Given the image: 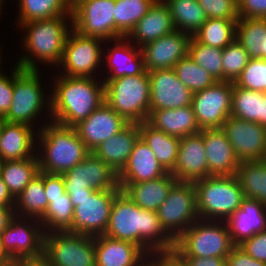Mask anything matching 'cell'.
<instances>
[{"mask_svg": "<svg viewBox=\"0 0 266 266\" xmlns=\"http://www.w3.org/2000/svg\"><path fill=\"white\" fill-rule=\"evenodd\" d=\"M104 235L138 245L148 256L173 252L175 239L165 230L155 211L140 208L122 190L113 201Z\"/></svg>", "mask_w": 266, "mask_h": 266, "instance_id": "cell-1", "label": "cell"}, {"mask_svg": "<svg viewBox=\"0 0 266 266\" xmlns=\"http://www.w3.org/2000/svg\"><path fill=\"white\" fill-rule=\"evenodd\" d=\"M94 77L58 75L51 97L52 122L74 127L105 101V83Z\"/></svg>", "mask_w": 266, "mask_h": 266, "instance_id": "cell-2", "label": "cell"}, {"mask_svg": "<svg viewBox=\"0 0 266 266\" xmlns=\"http://www.w3.org/2000/svg\"><path fill=\"white\" fill-rule=\"evenodd\" d=\"M66 20L71 22V27ZM20 26L27 30L23 42L24 49L30 54L21 56L18 66L25 70H38L35 58L47 65L49 63L58 66L61 63L67 36L73 29L72 16L30 21Z\"/></svg>", "mask_w": 266, "mask_h": 266, "instance_id": "cell-3", "label": "cell"}, {"mask_svg": "<svg viewBox=\"0 0 266 266\" xmlns=\"http://www.w3.org/2000/svg\"><path fill=\"white\" fill-rule=\"evenodd\" d=\"M41 127L36 137L37 143L41 145L36 152L40 171L63 174L91 153L74 127H66L52 121ZM40 149H43L42 152ZM38 151L42 154L39 155Z\"/></svg>", "mask_w": 266, "mask_h": 266, "instance_id": "cell-4", "label": "cell"}, {"mask_svg": "<svg viewBox=\"0 0 266 266\" xmlns=\"http://www.w3.org/2000/svg\"><path fill=\"white\" fill-rule=\"evenodd\" d=\"M201 220L225 221L241 205L243 190L236 176H208L193 182Z\"/></svg>", "mask_w": 266, "mask_h": 266, "instance_id": "cell-5", "label": "cell"}, {"mask_svg": "<svg viewBox=\"0 0 266 266\" xmlns=\"http://www.w3.org/2000/svg\"><path fill=\"white\" fill-rule=\"evenodd\" d=\"M105 83V102L128 123L145 122L150 110L148 71L136 76H123Z\"/></svg>", "mask_w": 266, "mask_h": 266, "instance_id": "cell-6", "label": "cell"}, {"mask_svg": "<svg viewBox=\"0 0 266 266\" xmlns=\"http://www.w3.org/2000/svg\"><path fill=\"white\" fill-rule=\"evenodd\" d=\"M224 223V221L196 220L175 240L173 252L178 257L226 258L234 244Z\"/></svg>", "mask_w": 266, "mask_h": 266, "instance_id": "cell-7", "label": "cell"}, {"mask_svg": "<svg viewBox=\"0 0 266 266\" xmlns=\"http://www.w3.org/2000/svg\"><path fill=\"white\" fill-rule=\"evenodd\" d=\"M38 70H25L16 65L13 71V99L5 115L9 123H23L33 126V120L44 110L51 111V98H46L41 88ZM49 100V101H48ZM47 103H45V102ZM43 108V109H42Z\"/></svg>", "mask_w": 266, "mask_h": 266, "instance_id": "cell-8", "label": "cell"}, {"mask_svg": "<svg viewBox=\"0 0 266 266\" xmlns=\"http://www.w3.org/2000/svg\"><path fill=\"white\" fill-rule=\"evenodd\" d=\"M44 255L52 266H96L95 236L69 231L47 233Z\"/></svg>", "mask_w": 266, "mask_h": 266, "instance_id": "cell-9", "label": "cell"}, {"mask_svg": "<svg viewBox=\"0 0 266 266\" xmlns=\"http://www.w3.org/2000/svg\"><path fill=\"white\" fill-rule=\"evenodd\" d=\"M165 230L176 240L199 220L193 182H177L156 211Z\"/></svg>", "mask_w": 266, "mask_h": 266, "instance_id": "cell-10", "label": "cell"}, {"mask_svg": "<svg viewBox=\"0 0 266 266\" xmlns=\"http://www.w3.org/2000/svg\"><path fill=\"white\" fill-rule=\"evenodd\" d=\"M0 237L2 249L8 256V262L12 264L21 259L38 257L44 254L45 232L39 219L32 217H28V219L25 217L19 218L16 215L10 225L0 234Z\"/></svg>", "mask_w": 266, "mask_h": 266, "instance_id": "cell-11", "label": "cell"}, {"mask_svg": "<svg viewBox=\"0 0 266 266\" xmlns=\"http://www.w3.org/2000/svg\"><path fill=\"white\" fill-rule=\"evenodd\" d=\"M120 190H95L91 196L71 200L74 206L69 232L90 236L103 235L108 226L111 207Z\"/></svg>", "mask_w": 266, "mask_h": 266, "instance_id": "cell-12", "label": "cell"}, {"mask_svg": "<svg viewBox=\"0 0 266 266\" xmlns=\"http://www.w3.org/2000/svg\"><path fill=\"white\" fill-rule=\"evenodd\" d=\"M233 82L217 81L211 87L193 93L192 108L201 130L221 129L232 109Z\"/></svg>", "mask_w": 266, "mask_h": 266, "instance_id": "cell-13", "label": "cell"}, {"mask_svg": "<svg viewBox=\"0 0 266 266\" xmlns=\"http://www.w3.org/2000/svg\"><path fill=\"white\" fill-rule=\"evenodd\" d=\"M100 42L104 40L87 37L72 29L66 39L64 52L59 64L65 69L64 76L93 77L97 67H100L103 49ZM92 73V74H91Z\"/></svg>", "mask_w": 266, "mask_h": 266, "instance_id": "cell-14", "label": "cell"}, {"mask_svg": "<svg viewBox=\"0 0 266 266\" xmlns=\"http://www.w3.org/2000/svg\"><path fill=\"white\" fill-rule=\"evenodd\" d=\"M115 0H87L72 11V27L79 34L104 41L115 40Z\"/></svg>", "mask_w": 266, "mask_h": 266, "instance_id": "cell-15", "label": "cell"}, {"mask_svg": "<svg viewBox=\"0 0 266 266\" xmlns=\"http://www.w3.org/2000/svg\"><path fill=\"white\" fill-rule=\"evenodd\" d=\"M62 175L68 194L87 189L121 190L118 184V174L92 152Z\"/></svg>", "mask_w": 266, "mask_h": 266, "instance_id": "cell-16", "label": "cell"}, {"mask_svg": "<svg viewBox=\"0 0 266 266\" xmlns=\"http://www.w3.org/2000/svg\"><path fill=\"white\" fill-rule=\"evenodd\" d=\"M221 130L231 143L236 158L241 161L264 160L266 128L256 122L229 116Z\"/></svg>", "mask_w": 266, "mask_h": 266, "instance_id": "cell-17", "label": "cell"}, {"mask_svg": "<svg viewBox=\"0 0 266 266\" xmlns=\"http://www.w3.org/2000/svg\"><path fill=\"white\" fill-rule=\"evenodd\" d=\"M150 110L176 109L192 104L193 93L178 79L173 68L148 72Z\"/></svg>", "mask_w": 266, "mask_h": 266, "instance_id": "cell-18", "label": "cell"}, {"mask_svg": "<svg viewBox=\"0 0 266 266\" xmlns=\"http://www.w3.org/2000/svg\"><path fill=\"white\" fill-rule=\"evenodd\" d=\"M128 124L104 101L74 128L87 149L93 152L101 143L119 133Z\"/></svg>", "mask_w": 266, "mask_h": 266, "instance_id": "cell-19", "label": "cell"}, {"mask_svg": "<svg viewBox=\"0 0 266 266\" xmlns=\"http://www.w3.org/2000/svg\"><path fill=\"white\" fill-rule=\"evenodd\" d=\"M191 38L188 33L175 30L141 47L145 70L173 68L188 55Z\"/></svg>", "mask_w": 266, "mask_h": 266, "instance_id": "cell-20", "label": "cell"}, {"mask_svg": "<svg viewBox=\"0 0 266 266\" xmlns=\"http://www.w3.org/2000/svg\"><path fill=\"white\" fill-rule=\"evenodd\" d=\"M170 173L178 182H194L209 176L203 136L200 133L181 138L177 163Z\"/></svg>", "mask_w": 266, "mask_h": 266, "instance_id": "cell-21", "label": "cell"}, {"mask_svg": "<svg viewBox=\"0 0 266 266\" xmlns=\"http://www.w3.org/2000/svg\"><path fill=\"white\" fill-rule=\"evenodd\" d=\"M234 246L266 230V205L244 198L240 207L225 221Z\"/></svg>", "mask_w": 266, "mask_h": 266, "instance_id": "cell-22", "label": "cell"}, {"mask_svg": "<svg viewBox=\"0 0 266 266\" xmlns=\"http://www.w3.org/2000/svg\"><path fill=\"white\" fill-rule=\"evenodd\" d=\"M203 136L209 176H233L240 161L236 158L231 143L221 129H204Z\"/></svg>", "mask_w": 266, "mask_h": 266, "instance_id": "cell-23", "label": "cell"}, {"mask_svg": "<svg viewBox=\"0 0 266 266\" xmlns=\"http://www.w3.org/2000/svg\"><path fill=\"white\" fill-rule=\"evenodd\" d=\"M168 171L158 162L149 146L140 137L128 161L118 174V184H132L158 179Z\"/></svg>", "mask_w": 266, "mask_h": 266, "instance_id": "cell-24", "label": "cell"}, {"mask_svg": "<svg viewBox=\"0 0 266 266\" xmlns=\"http://www.w3.org/2000/svg\"><path fill=\"white\" fill-rule=\"evenodd\" d=\"M175 30L168 6L163 0H156L126 37L129 42L134 39L141 48Z\"/></svg>", "mask_w": 266, "mask_h": 266, "instance_id": "cell-25", "label": "cell"}, {"mask_svg": "<svg viewBox=\"0 0 266 266\" xmlns=\"http://www.w3.org/2000/svg\"><path fill=\"white\" fill-rule=\"evenodd\" d=\"M148 255L136 244L106 235L95 236L96 266H137Z\"/></svg>", "mask_w": 266, "mask_h": 266, "instance_id": "cell-26", "label": "cell"}, {"mask_svg": "<svg viewBox=\"0 0 266 266\" xmlns=\"http://www.w3.org/2000/svg\"><path fill=\"white\" fill-rule=\"evenodd\" d=\"M145 122L156 130L179 138L201 132L192 105L176 109L149 110Z\"/></svg>", "mask_w": 266, "mask_h": 266, "instance_id": "cell-27", "label": "cell"}, {"mask_svg": "<svg viewBox=\"0 0 266 266\" xmlns=\"http://www.w3.org/2000/svg\"><path fill=\"white\" fill-rule=\"evenodd\" d=\"M139 138V124L129 123L119 133L101 143L92 153L119 174Z\"/></svg>", "mask_w": 266, "mask_h": 266, "instance_id": "cell-28", "label": "cell"}, {"mask_svg": "<svg viewBox=\"0 0 266 266\" xmlns=\"http://www.w3.org/2000/svg\"><path fill=\"white\" fill-rule=\"evenodd\" d=\"M177 182L176 178L168 172L158 179L119 184V187L140 208L156 212Z\"/></svg>", "mask_w": 266, "mask_h": 266, "instance_id": "cell-29", "label": "cell"}, {"mask_svg": "<svg viewBox=\"0 0 266 266\" xmlns=\"http://www.w3.org/2000/svg\"><path fill=\"white\" fill-rule=\"evenodd\" d=\"M34 128L23 123H9L5 125L0 135V156L2 161L23 160L36 156ZM35 140V141H34ZM34 153V154H33Z\"/></svg>", "mask_w": 266, "mask_h": 266, "instance_id": "cell-30", "label": "cell"}, {"mask_svg": "<svg viewBox=\"0 0 266 266\" xmlns=\"http://www.w3.org/2000/svg\"><path fill=\"white\" fill-rule=\"evenodd\" d=\"M127 40V37L113 40L116 43L113 48L109 47V52L106 54L107 67L111 74L109 73L106 79L103 78L104 80L136 76L146 71L141 48L138 51L137 48L135 50L134 47L136 46L131 45Z\"/></svg>", "mask_w": 266, "mask_h": 266, "instance_id": "cell-31", "label": "cell"}, {"mask_svg": "<svg viewBox=\"0 0 266 266\" xmlns=\"http://www.w3.org/2000/svg\"><path fill=\"white\" fill-rule=\"evenodd\" d=\"M230 116L256 122L266 128V93L240 88L233 82Z\"/></svg>", "mask_w": 266, "mask_h": 266, "instance_id": "cell-32", "label": "cell"}, {"mask_svg": "<svg viewBox=\"0 0 266 266\" xmlns=\"http://www.w3.org/2000/svg\"><path fill=\"white\" fill-rule=\"evenodd\" d=\"M139 128L140 137L152 150L158 162L171 172L177 163L181 138L156 130L146 122L140 123Z\"/></svg>", "mask_w": 266, "mask_h": 266, "instance_id": "cell-33", "label": "cell"}, {"mask_svg": "<svg viewBox=\"0 0 266 266\" xmlns=\"http://www.w3.org/2000/svg\"><path fill=\"white\" fill-rule=\"evenodd\" d=\"M39 172L38 157L36 155L23 160L3 161L0 176L12 197L16 199Z\"/></svg>", "mask_w": 266, "mask_h": 266, "instance_id": "cell-34", "label": "cell"}, {"mask_svg": "<svg viewBox=\"0 0 266 266\" xmlns=\"http://www.w3.org/2000/svg\"><path fill=\"white\" fill-rule=\"evenodd\" d=\"M235 39L250 58L266 60V18H239Z\"/></svg>", "mask_w": 266, "mask_h": 266, "instance_id": "cell-35", "label": "cell"}, {"mask_svg": "<svg viewBox=\"0 0 266 266\" xmlns=\"http://www.w3.org/2000/svg\"><path fill=\"white\" fill-rule=\"evenodd\" d=\"M244 198L258 200L266 205V161H241L235 174Z\"/></svg>", "mask_w": 266, "mask_h": 266, "instance_id": "cell-36", "label": "cell"}, {"mask_svg": "<svg viewBox=\"0 0 266 266\" xmlns=\"http://www.w3.org/2000/svg\"><path fill=\"white\" fill-rule=\"evenodd\" d=\"M168 6L175 29L193 36L208 19L197 0H163Z\"/></svg>", "mask_w": 266, "mask_h": 266, "instance_id": "cell-37", "label": "cell"}, {"mask_svg": "<svg viewBox=\"0 0 266 266\" xmlns=\"http://www.w3.org/2000/svg\"><path fill=\"white\" fill-rule=\"evenodd\" d=\"M47 207L48 202L43 183V172L40 171L16 197L14 209L19 217L40 219L47 210Z\"/></svg>", "mask_w": 266, "mask_h": 266, "instance_id": "cell-38", "label": "cell"}, {"mask_svg": "<svg viewBox=\"0 0 266 266\" xmlns=\"http://www.w3.org/2000/svg\"><path fill=\"white\" fill-rule=\"evenodd\" d=\"M156 0H115V39L126 37Z\"/></svg>", "mask_w": 266, "mask_h": 266, "instance_id": "cell-39", "label": "cell"}, {"mask_svg": "<svg viewBox=\"0 0 266 266\" xmlns=\"http://www.w3.org/2000/svg\"><path fill=\"white\" fill-rule=\"evenodd\" d=\"M74 206L68 193L63 196L48 197V207L39 219L45 234L55 231H68L72 226ZM47 229V230H46Z\"/></svg>", "mask_w": 266, "mask_h": 266, "instance_id": "cell-40", "label": "cell"}, {"mask_svg": "<svg viewBox=\"0 0 266 266\" xmlns=\"http://www.w3.org/2000/svg\"><path fill=\"white\" fill-rule=\"evenodd\" d=\"M19 24L30 21L72 16L67 0H19Z\"/></svg>", "mask_w": 266, "mask_h": 266, "instance_id": "cell-41", "label": "cell"}, {"mask_svg": "<svg viewBox=\"0 0 266 266\" xmlns=\"http://www.w3.org/2000/svg\"><path fill=\"white\" fill-rule=\"evenodd\" d=\"M237 20L208 18L193 37L204 45L224 49L236 37Z\"/></svg>", "mask_w": 266, "mask_h": 266, "instance_id": "cell-42", "label": "cell"}, {"mask_svg": "<svg viewBox=\"0 0 266 266\" xmlns=\"http://www.w3.org/2000/svg\"><path fill=\"white\" fill-rule=\"evenodd\" d=\"M178 79L192 92H199L217 81L189 56L183 57L174 67Z\"/></svg>", "mask_w": 266, "mask_h": 266, "instance_id": "cell-43", "label": "cell"}, {"mask_svg": "<svg viewBox=\"0 0 266 266\" xmlns=\"http://www.w3.org/2000/svg\"><path fill=\"white\" fill-rule=\"evenodd\" d=\"M222 53L223 49L199 43L193 36L189 42L188 55L216 81H223Z\"/></svg>", "mask_w": 266, "mask_h": 266, "instance_id": "cell-44", "label": "cell"}, {"mask_svg": "<svg viewBox=\"0 0 266 266\" xmlns=\"http://www.w3.org/2000/svg\"><path fill=\"white\" fill-rule=\"evenodd\" d=\"M250 57L242 45L234 39L223 49V81L235 82L248 64Z\"/></svg>", "mask_w": 266, "mask_h": 266, "instance_id": "cell-45", "label": "cell"}, {"mask_svg": "<svg viewBox=\"0 0 266 266\" xmlns=\"http://www.w3.org/2000/svg\"><path fill=\"white\" fill-rule=\"evenodd\" d=\"M234 84L240 88L266 93V60L250 58Z\"/></svg>", "mask_w": 266, "mask_h": 266, "instance_id": "cell-46", "label": "cell"}, {"mask_svg": "<svg viewBox=\"0 0 266 266\" xmlns=\"http://www.w3.org/2000/svg\"><path fill=\"white\" fill-rule=\"evenodd\" d=\"M208 18L239 19L237 0H197Z\"/></svg>", "mask_w": 266, "mask_h": 266, "instance_id": "cell-47", "label": "cell"}, {"mask_svg": "<svg viewBox=\"0 0 266 266\" xmlns=\"http://www.w3.org/2000/svg\"><path fill=\"white\" fill-rule=\"evenodd\" d=\"M239 247L254 259L266 262V230L245 240Z\"/></svg>", "mask_w": 266, "mask_h": 266, "instance_id": "cell-48", "label": "cell"}, {"mask_svg": "<svg viewBox=\"0 0 266 266\" xmlns=\"http://www.w3.org/2000/svg\"><path fill=\"white\" fill-rule=\"evenodd\" d=\"M239 18H266V0H237Z\"/></svg>", "mask_w": 266, "mask_h": 266, "instance_id": "cell-49", "label": "cell"}, {"mask_svg": "<svg viewBox=\"0 0 266 266\" xmlns=\"http://www.w3.org/2000/svg\"><path fill=\"white\" fill-rule=\"evenodd\" d=\"M43 183L46 199L48 197L63 196L66 193L65 182L62 174H50L43 172Z\"/></svg>", "mask_w": 266, "mask_h": 266, "instance_id": "cell-50", "label": "cell"}, {"mask_svg": "<svg viewBox=\"0 0 266 266\" xmlns=\"http://www.w3.org/2000/svg\"><path fill=\"white\" fill-rule=\"evenodd\" d=\"M226 266H266V262L256 260L239 246H234L226 257Z\"/></svg>", "mask_w": 266, "mask_h": 266, "instance_id": "cell-51", "label": "cell"}, {"mask_svg": "<svg viewBox=\"0 0 266 266\" xmlns=\"http://www.w3.org/2000/svg\"><path fill=\"white\" fill-rule=\"evenodd\" d=\"M1 72V71H0ZM11 77L0 73V114L6 115L13 99V72Z\"/></svg>", "mask_w": 266, "mask_h": 266, "instance_id": "cell-52", "label": "cell"}, {"mask_svg": "<svg viewBox=\"0 0 266 266\" xmlns=\"http://www.w3.org/2000/svg\"><path fill=\"white\" fill-rule=\"evenodd\" d=\"M186 266H226V258L179 257Z\"/></svg>", "mask_w": 266, "mask_h": 266, "instance_id": "cell-53", "label": "cell"}, {"mask_svg": "<svg viewBox=\"0 0 266 266\" xmlns=\"http://www.w3.org/2000/svg\"><path fill=\"white\" fill-rule=\"evenodd\" d=\"M157 266H186L174 252L157 253Z\"/></svg>", "mask_w": 266, "mask_h": 266, "instance_id": "cell-54", "label": "cell"}, {"mask_svg": "<svg viewBox=\"0 0 266 266\" xmlns=\"http://www.w3.org/2000/svg\"><path fill=\"white\" fill-rule=\"evenodd\" d=\"M13 266H52L50 260L43 254L38 257L21 259L13 264Z\"/></svg>", "mask_w": 266, "mask_h": 266, "instance_id": "cell-55", "label": "cell"}, {"mask_svg": "<svg viewBox=\"0 0 266 266\" xmlns=\"http://www.w3.org/2000/svg\"><path fill=\"white\" fill-rule=\"evenodd\" d=\"M16 216L14 207H0V234Z\"/></svg>", "mask_w": 266, "mask_h": 266, "instance_id": "cell-56", "label": "cell"}, {"mask_svg": "<svg viewBox=\"0 0 266 266\" xmlns=\"http://www.w3.org/2000/svg\"><path fill=\"white\" fill-rule=\"evenodd\" d=\"M15 199L12 197L0 176V207H14Z\"/></svg>", "mask_w": 266, "mask_h": 266, "instance_id": "cell-57", "label": "cell"}, {"mask_svg": "<svg viewBox=\"0 0 266 266\" xmlns=\"http://www.w3.org/2000/svg\"><path fill=\"white\" fill-rule=\"evenodd\" d=\"M148 257L144 258L137 266H157V253H153Z\"/></svg>", "mask_w": 266, "mask_h": 266, "instance_id": "cell-58", "label": "cell"}, {"mask_svg": "<svg viewBox=\"0 0 266 266\" xmlns=\"http://www.w3.org/2000/svg\"><path fill=\"white\" fill-rule=\"evenodd\" d=\"M95 191V189H87L86 191H79V192H74L73 194H68L70 197V200L74 199H82L87 196H91V194Z\"/></svg>", "mask_w": 266, "mask_h": 266, "instance_id": "cell-59", "label": "cell"}, {"mask_svg": "<svg viewBox=\"0 0 266 266\" xmlns=\"http://www.w3.org/2000/svg\"><path fill=\"white\" fill-rule=\"evenodd\" d=\"M70 10L72 11L79 3L85 2L87 0H67Z\"/></svg>", "mask_w": 266, "mask_h": 266, "instance_id": "cell-60", "label": "cell"}, {"mask_svg": "<svg viewBox=\"0 0 266 266\" xmlns=\"http://www.w3.org/2000/svg\"><path fill=\"white\" fill-rule=\"evenodd\" d=\"M7 122L8 121L5 117V115L0 114V135L2 134L3 129H4L5 125L7 124Z\"/></svg>", "mask_w": 266, "mask_h": 266, "instance_id": "cell-61", "label": "cell"}, {"mask_svg": "<svg viewBox=\"0 0 266 266\" xmlns=\"http://www.w3.org/2000/svg\"><path fill=\"white\" fill-rule=\"evenodd\" d=\"M0 261H8V256L4 253L1 245V237H0Z\"/></svg>", "mask_w": 266, "mask_h": 266, "instance_id": "cell-62", "label": "cell"}, {"mask_svg": "<svg viewBox=\"0 0 266 266\" xmlns=\"http://www.w3.org/2000/svg\"><path fill=\"white\" fill-rule=\"evenodd\" d=\"M0 266H13V264L8 261H0Z\"/></svg>", "mask_w": 266, "mask_h": 266, "instance_id": "cell-63", "label": "cell"}, {"mask_svg": "<svg viewBox=\"0 0 266 266\" xmlns=\"http://www.w3.org/2000/svg\"><path fill=\"white\" fill-rule=\"evenodd\" d=\"M2 4H3V0H0V10H2V8H1L2 7L1 6Z\"/></svg>", "mask_w": 266, "mask_h": 266, "instance_id": "cell-64", "label": "cell"}, {"mask_svg": "<svg viewBox=\"0 0 266 266\" xmlns=\"http://www.w3.org/2000/svg\"><path fill=\"white\" fill-rule=\"evenodd\" d=\"M2 159H1V156H0V170H1V165H2Z\"/></svg>", "mask_w": 266, "mask_h": 266, "instance_id": "cell-65", "label": "cell"}]
</instances>
